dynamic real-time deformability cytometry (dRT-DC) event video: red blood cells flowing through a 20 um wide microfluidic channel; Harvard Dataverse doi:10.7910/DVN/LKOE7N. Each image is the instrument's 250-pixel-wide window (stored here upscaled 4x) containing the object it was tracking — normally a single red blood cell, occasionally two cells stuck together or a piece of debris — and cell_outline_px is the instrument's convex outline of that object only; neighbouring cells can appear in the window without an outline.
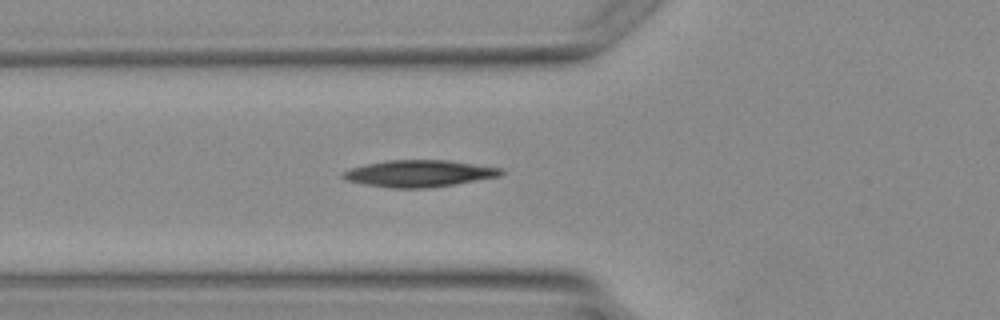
{"species": "Egyptian fruit bat (a non-hibernating species)", "species_latin": "Rousettus aegyptiacus", "temperature_condition": "warm", "stored_images_in_passage": 4, "camera_frame_rate_fps": 3000, "um_per_image_px": 0.085, "animal": {"sex": "female"}, "frame": {"image": 1, "passage_image": 4, "time_ms": 4.333, "image_size_px": [1000, 320], "cell_outline_px": [[504, 172], [500, 176], [456, 184], [428, 188], [392, 188], [364, 184], [344, 180], [340, 176], [344, 172], [352, 168], [368, 164], [388, 160], [448, 160], [504, 168]], "centroid_in_image_um": [35.66, 14.75], "position_along_channel_um": 90.1, "area_um2": 24.68}}